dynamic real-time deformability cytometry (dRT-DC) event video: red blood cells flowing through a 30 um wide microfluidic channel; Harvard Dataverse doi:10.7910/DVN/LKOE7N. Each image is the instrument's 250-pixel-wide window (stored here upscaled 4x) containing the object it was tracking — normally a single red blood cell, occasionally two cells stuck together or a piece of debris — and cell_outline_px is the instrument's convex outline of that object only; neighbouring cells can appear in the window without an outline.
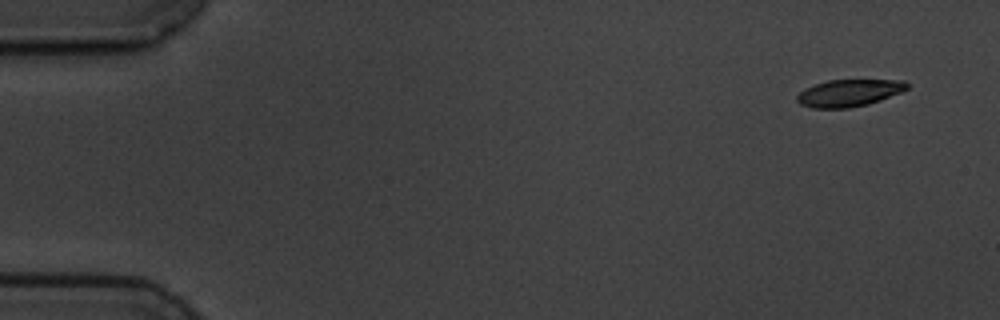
{"species": "common noctule bat (a hibernating species)", "species_latin": "Nyctalus noctula", "temperature_condition": "cold", "stored_images_in_passage": 6, "segment_of_instrument_passage": [1, 2], "camera_frame_rate_fps": 3000, "um_per_image_px": 0.085, "animal": {"sex": "male", "body_mass_g": 19.5, "forearm_length_mm": 54.6}, "frame": {"image": 1, "passage_image": 1, "time_ms": 0.0, "image_size_px": [1000, 320], "cell_outline_px": [[908, 88], [900, 92], [880, 100], [868, 104], [848, 108], [812, 108], [800, 104], [796, 100], [796, 96], [804, 88], [828, 80], [904, 80], [908, 84]], "centroid_in_image_um": [72.14, 7.9], "position_along_channel_um": 12.9, "area_um2": 17.28}}
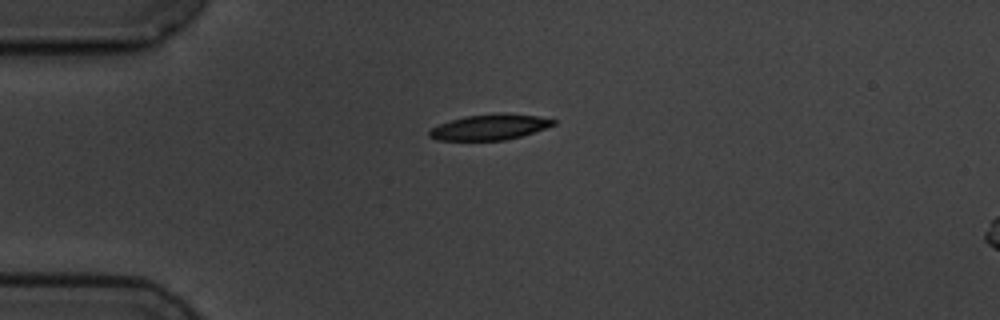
{"frame": {"image": 2, "passage_image": 4, "time_ms": 3.667, "image_size_px": [1000, 320], "cell_outline_px": [[556, 124], [520, 136], [504, 140], [436, 140], [428, 136], [428, 132], [432, 128], [440, 124], [464, 116], [496, 112], [504, 112], [536, 116], [556, 120]], "centroid_in_image_um": [41.61, 10.79], "position_along_channel_um": 43.4, "area_um2": 18.44}}